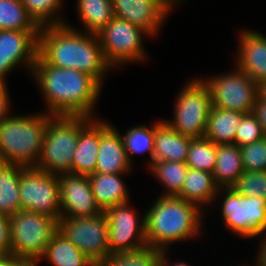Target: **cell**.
<instances>
[{"mask_svg":"<svg viewBox=\"0 0 266 266\" xmlns=\"http://www.w3.org/2000/svg\"><path fill=\"white\" fill-rule=\"evenodd\" d=\"M43 256L54 266H95L83 252L59 231L52 237Z\"/></svg>","mask_w":266,"mask_h":266,"instance_id":"26","label":"cell"},{"mask_svg":"<svg viewBox=\"0 0 266 266\" xmlns=\"http://www.w3.org/2000/svg\"><path fill=\"white\" fill-rule=\"evenodd\" d=\"M238 70L227 75L216 76L203 81L210 91L212 106L243 112L253 113L258 99V84L246 73Z\"/></svg>","mask_w":266,"mask_h":266,"instance_id":"11","label":"cell"},{"mask_svg":"<svg viewBox=\"0 0 266 266\" xmlns=\"http://www.w3.org/2000/svg\"><path fill=\"white\" fill-rule=\"evenodd\" d=\"M58 181L61 217H87L102 213L95 202L88 176L66 173L58 175Z\"/></svg>","mask_w":266,"mask_h":266,"instance_id":"15","label":"cell"},{"mask_svg":"<svg viewBox=\"0 0 266 266\" xmlns=\"http://www.w3.org/2000/svg\"><path fill=\"white\" fill-rule=\"evenodd\" d=\"M264 131L253 113L245 114L237 128L234 144L239 147L263 138Z\"/></svg>","mask_w":266,"mask_h":266,"instance_id":"36","label":"cell"},{"mask_svg":"<svg viewBox=\"0 0 266 266\" xmlns=\"http://www.w3.org/2000/svg\"><path fill=\"white\" fill-rule=\"evenodd\" d=\"M123 137L109 123L100 121V143L96 171L102 174H124L129 171Z\"/></svg>","mask_w":266,"mask_h":266,"instance_id":"17","label":"cell"},{"mask_svg":"<svg viewBox=\"0 0 266 266\" xmlns=\"http://www.w3.org/2000/svg\"><path fill=\"white\" fill-rule=\"evenodd\" d=\"M172 266H189V265H187L186 263H176V264H174V265H172Z\"/></svg>","mask_w":266,"mask_h":266,"instance_id":"44","label":"cell"},{"mask_svg":"<svg viewBox=\"0 0 266 266\" xmlns=\"http://www.w3.org/2000/svg\"><path fill=\"white\" fill-rule=\"evenodd\" d=\"M143 34L148 33L114 16L110 23L97 33V36L106 61L113 67L119 63L145 58V50L142 46Z\"/></svg>","mask_w":266,"mask_h":266,"instance_id":"12","label":"cell"},{"mask_svg":"<svg viewBox=\"0 0 266 266\" xmlns=\"http://www.w3.org/2000/svg\"><path fill=\"white\" fill-rule=\"evenodd\" d=\"M0 266H35V264L27 259L18 258L9 254L0 256Z\"/></svg>","mask_w":266,"mask_h":266,"instance_id":"39","label":"cell"},{"mask_svg":"<svg viewBox=\"0 0 266 266\" xmlns=\"http://www.w3.org/2000/svg\"><path fill=\"white\" fill-rule=\"evenodd\" d=\"M9 102L6 84L0 83V121L4 120L8 115Z\"/></svg>","mask_w":266,"mask_h":266,"instance_id":"40","label":"cell"},{"mask_svg":"<svg viewBox=\"0 0 266 266\" xmlns=\"http://www.w3.org/2000/svg\"><path fill=\"white\" fill-rule=\"evenodd\" d=\"M230 188L243 196H256L266 200V171H244Z\"/></svg>","mask_w":266,"mask_h":266,"instance_id":"33","label":"cell"},{"mask_svg":"<svg viewBox=\"0 0 266 266\" xmlns=\"http://www.w3.org/2000/svg\"><path fill=\"white\" fill-rule=\"evenodd\" d=\"M150 170L168 190L164 196H178L187 175L186 163L176 161H153Z\"/></svg>","mask_w":266,"mask_h":266,"instance_id":"30","label":"cell"},{"mask_svg":"<svg viewBox=\"0 0 266 266\" xmlns=\"http://www.w3.org/2000/svg\"><path fill=\"white\" fill-rule=\"evenodd\" d=\"M25 168L0 161V215L11 217L21 210L19 183Z\"/></svg>","mask_w":266,"mask_h":266,"instance_id":"24","label":"cell"},{"mask_svg":"<svg viewBox=\"0 0 266 266\" xmlns=\"http://www.w3.org/2000/svg\"><path fill=\"white\" fill-rule=\"evenodd\" d=\"M219 189L212 173L188 167L181 193L178 196L188 202L198 203L197 205L200 206V202L208 204L211 200L213 201Z\"/></svg>","mask_w":266,"mask_h":266,"instance_id":"25","label":"cell"},{"mask_svg":"<svg viewBox=\"0 0 266 266\" xmlns=\"http://www.w3.org/2000/svg\"><path fill=\"white\" fill-rule=\"evenodd\" d=\"M260 252L258 256V266H266V238H264V241L261 244Z\"/></svg>","mask_w":266,"mask_h":266,"instance_id":"41","label":"cell"},{"mask_svg":"<svg viewBox=\"0 0 266 266\" xmlns=\"http://www.w3.org/2000/svg\"><path fill=\"white\" fill-rule=\"evenodd\" d=\"M77 5L86 33H99L114 17L111 0H78Z\"/></svg>","mask_w":266,"mask_h":266,"instance_id":"27","label":"cell"},{"mask_svg":"<svg viewBox=\"0 0 266 266\" xmlns=\"http://www.w3.org/2000/svg\"><path fill=\"white\" fill-rule=\"evenodd\" d=\"M104 213L108 221V245L111 255L132 252L147 246L145 218L139 224L135 212L129 210L128 202L107 208Z\"/></svg>","mask_w":266,"mask_h":266,"instance_id":"13","label":"cell"},{"mask_svg":"<svg viewBox=\"0 0 266 266\" xmlns=\"http://www.w3.org/2000/svg\"><path fill=\"white\" fill-rule=\"evenodd\" d=\"M113 15L154 35L168 15L158 0H111Z\"/></svg>","mask_w":266,"mask_h":266,"instance_id":"16","label":"cell"},{"mask_svg":"<svg viewBox=\"0 0 266 266\" xmlns=\"http://www.w3.org/2000/svg\"><path fill=\"white\" fill-rule=\"evenodd\" d=\"M243 172L240 147L236 144L216 145V163L212 174L219 188H230Z\"/></svg>","mask_w":266,"mask_h":266,"instance_id":"22","label":"cell"},{"mask_svg":"<svg viewBox=\"0 0 266 266\" xmlns=\"http://www.w3.org/2000/svg\"><path fill=\"white\" fill-rule=\"evenodd\" d=\"M168 11L170 8H172V5H174L179 1V0H158Z\"/></svg>","mask_w":266,"mask_h":266,"instance_id":"43","label":"cell"},{"mask_svg":"<svg viewBox=\"0 0 266 266\" xmlns=\"http://www.w3.org/2000/svg\"><path fill=\"white\" fill-rule=\"evenodd\" d=\"M28 13L40 25L63 24V20L55 17L53 21L49 19L56 14L61 7L62 0H20ZM49 18V19H48ZM49 21V22H48ZM51 22V23H50Z\"/></svg>","mask_w":266,"mask_h":266,"instance_id":"34","label":"cell"},{"mask_svg":"<svg viewBox=\"0 0 266 266\" xmlns=\"http://www.w3.org/2000/svg\"><path fill=\"white\" fill-rule=\"evenodd\" d=\"M243 112L211 107L204 137L214 144H234Z\"/></svg>","mask_w":266,"mask_h":266,"instance_id":"23","label":"cell"},{"mask_svg":"<svg viewBox=\"0 0 266 266\" xmlns=\"http://www.w3.org/2000/svg\"><path fill=\"white\" fill-rule=\"evenodd\" d=\"M120 175L95 172L88 176L95 202L102 212L128 202L127 188Z\"/></svg>","mask_w":266,"mask_h":266,"instance_id":"21","label":"cell"},{"mask_svg":"<svg viewBox=\"0 0 266 266\" xmlns=\"http://www.w3.org/2000/svg\"><path fill=\"white\" fill-rule=\"evenodd\" d=\"M258 98L266 102V80L258 84Z\"/></svg>","mask_w":266,"mask_h":266,"instance_id":"42","label":"cell"},{"mask_svg":"<svg viewBox=\"0 0 266 266\" xmlns=\"http://www.w3.org/2000/svg\"><path fill=\"white\" fill-rule=\"evenodd\" d=\"M192 138L177 133L166 121L154 124L153 161L185 163Z\"/></svg>","mask_w":266,"mask_h":266,"instance_id":"20","label":"cell"},{"mask_svg":"<svg viewBox=\"0 0 266 266\" xmlns=\"http://www.w3.org/2000/svg\"><path fill=\"white\" fill-rule=\"evenodd\" d=\"M179 196H164L145 213L147 246L165 251L166 245L200 234L201 210Z\"/></svg>","mask_w":266,"mask_h":266,"instance_id":"3","label":"cell"},{"mask_svg":"<svg viewBox=\"0 0 266 266\" xmlns=\"http://www.w3.org/2000/svg\"><path fill=\"white\" fill-rule=\"evenodd\" d=\"M245 172L266 171V136L240 147Z\"/></svg>","mask_w":266,"mask_h":266,"instance_id":"35","label":"cell"},{"mask_svg":"<svg viewBox=\"0 0 266 266\" xmlns=\"http://www.w3.org/2000/svg\"><path fill=\"white\" fill-rule=\"evenodd\" d=\"M52 116L49 113L23 117L8 115L0 121V161L35 167Z\"/></svg>","mask_w":266,"mask_h":266,"instance_id":"4","label":"cell"},{"mask_svg":"<svg viewBox=\"0 0 266 266\" xmlns=\"http://www.w3.org/2000/svg\"><path fill=\"white\" fill-rule=\"evenodd\" d=\"M21 210L61 218L58 175L26 167L20 175Z\"/></svg>","mask_w":266,"mask_h":266,"instance_id":"9","label":"cell"},{"mask_svg":"<svg viewBox=\"0 0 266 266\" xmlns=\"http://www.w3.org/2000/svg\"><path fill=\"white\" fill-rule=\"evenodd\" d=\"M165 252L146 246L132 252L112 254L98 266H169Z\"/></svg>","mask_w":266,"mask_h":266,"instance_id":"29","label":"cell"},{"mask_svg":"<svg viewBox=\"0 0 266 266\" xmlns=\"http://www.w3.org/2000/svg\"><path fill=\"white\" fill-rule=\"evenodd\" d=\"M253 114L256 116L258 122L261 124L266 136V102L261 101L259 98L254 105Z\"/></svg>","mask_w":266,"mask_h":266,"instance_id":"38","label":"cell"},{"mask_svg":"<svg viewBox=\"0 0 266 266\" xmlns=\"http://www.w3.org/2000/svg\"><path fill=\"white\" fill-rule=\"evenodd\" d=\"M0 30L40 31L20 0H0Z\"/></svg>","mask_w":266,"mask_h":266,"instance_id":"28","label":"cell"},{"mask_svg":"<svg viewBox=\"0 0 266 266\" xmlns=\"http://www.w3.org/2000/svg\"><path fill=\"white\" fill-rule=\"evenodd\" d=\"M239 40L237 67L259 84L266 80V37L248 30L241 33Z\"/></svg>","mask_w":266,"mask_h":266,"instance_id":"19","label":"cell"},{"mask_svg":"<svg viewBox=\"0 0 266 266\" xmlns=\"http://www.w3.org/2000/svg\"><path fill=\"white\" fill-rule=\"evenodd\" d=\"M40 31L0 30V83L20 62L33 70L38 51Z\"/></svg>","mask_w":266,"mask_h":266,"instance_id":"14","label":"cell"},{"mask_svg":"<svg viewBox=\"0 0 266 266\" xmlns=\"http://www.w3.org/2000/svg\"><path fill=\"white\" fill-rule=\"evenodd\" d=\"M125 150L127 152V156L129 161L132 160L129 157L130 154H142L146 151L150 153V157L153 162V154H154V125L152 127L147 126H137L129 129L126 135L122 136Z\"/></svg>","mask_w":266,"mask_h":266,"instance_id":"32","label":"cell"},{"mask_svg":"<svg viewBox=\"0 0 266 266\" xmlns=\"http://www.w3.org/2000/svg\"><path fill=\"white\" fill-rule=\"evenodd\" d=\"M58 231V220L36 212L20 210L10 217V254L37 266L47 245Z\"/></svg>","mask_w":266,"mask_h":266,"instance_id":"5","label":"cell"},{"mask_svg":"<svg viewBox=\"0 0 266 266\" xmlns=\"http://www.w3.org/2000/svg\"><path fill=\"white\" fill-rule=\"evenodd\" d=\"M10 217L0 215V256L10 254Z\"/></svg>","mask_w":266,"mask_h":266,"instance_id":"37","label":"cell"},{"mask_svg":"<svg viewBox=\"0 0 266 266\" xmlns=\"http://www.w3.org/2000/svg\"><path fill=\"white\" fill-rule=\"evenodd\" d=\"M58 231L95 265L111 256L108 221L104 212L87 217H61L58 220Z\"/></svg>","mask_w":266,"mask_h":266,"instance_id":"7","label":"cell"},{"mask_svg":"<svg viewBox=\"0 0 266 266\" xmlns=\"http://www.w3.org/2000/svg\"><path fill=\"white\" fill-rule=\"evenodd\" d=\"M225 190L222 216L228 229L243 237H255L266 230V200L243 196L232 188Z\"/></svg>","mask_w":266,"mask_h":266,"instance_id":"10","label":"cell"},{"mask_svg":"<svg viewBox=\"0 0 266 266\" xmlns=\"http://www.w3.org/2000/svg\"><path fill=\"white\" fill-rule=\"evenodd\" d=\"M99 143L100 121L79 116V137L72 160V174L89 176L95 173Z\"/></svg>","mask_w":266,"mask_h":266,"instance_id":"18","label":"cell"},{"mask_svg":"<svg viewBox=\"0 0 266 266\" xmlns=\"http://www.w3.org/2000/svg\"><path fill=\"white\" fill-rule=\"evenodd\" d=\"M174 121H166L177 133L204 137L212 107L210 91L203 80H191L177 97Z\"/></svg>","mask_w":266,"mask_h":266,"instance_id":"8","label":"cell"},{"mask_svg":"<svg viewBox=\"0 0 266 266\" xmlns=\"http://www.w3.org/2000/svg\"><path fill=\"white\" fill-rule=\"evenodd\" d=\"M78 137L79 116H52L35 168L56 175L71 173Z\"/></svg>","mask_w":266,"mask_h":266,"instance_id":"6","label":"cell"},{"mask_svg":"<svg viewBox=\"0 0 266 266\" xmlns=\"http://www.w3.org/2000/svg\"><path fill=\"white\" fill-rule=\"evenodd\" d=\"M32 72L44 94L49 114L92 118L101 85L90 75L76 69L45 63L38 55Z\"/></svg>","mask_w":266,"mask_h":266,"instance_id":"2","label":"cell"},{"mask_svg":"<svg viewBox=\"0 0 266 266\" xmlns=\"http://www.w3.org/2000/svg\"><path fill=\"white\" fill-rule=\"evenodd\" d=\"M185 163L189 168L213 173L216 163V144L206 137L192 138Z\"/></svg>","mask_w":266,"mask_h":266,"instance_id":"31","label":"cell"},{"mask_svg":"<svg viewBox=\"0 0 266 266\" xmlns=\"http://www.w3.org/2000/svg\"><path fill=\"white\" fill-rule=\"evenodd\" d=\"M37 55L49 65L86 73L100 85L105 71L112 67L104 57L97 34H83L65 23L41 26Z\"/></svg>","mask_w":266,"mask_h":266,"instance_id":"1","label":"cell"}]
</instances>
